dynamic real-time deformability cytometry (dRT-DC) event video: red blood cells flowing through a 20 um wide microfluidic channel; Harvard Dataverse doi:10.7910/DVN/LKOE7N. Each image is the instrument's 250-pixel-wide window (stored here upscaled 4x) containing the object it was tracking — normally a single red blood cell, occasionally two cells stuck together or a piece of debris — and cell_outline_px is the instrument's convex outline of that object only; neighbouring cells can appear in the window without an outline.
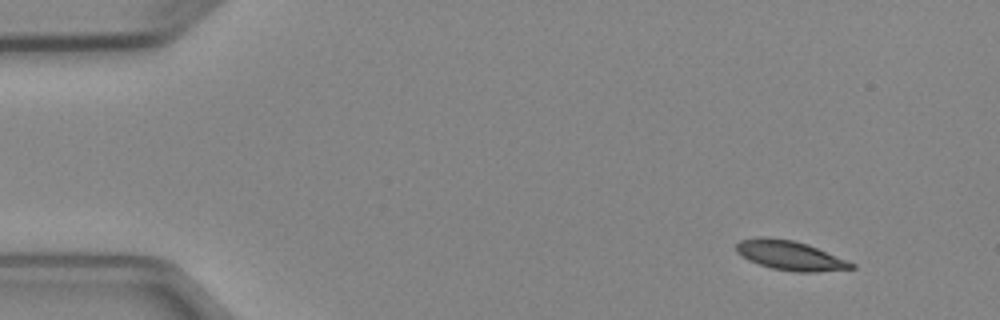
{"species": "Egyptian fruit bat (a non-hibernating species)", "species_latin": "Rousettus aegyptiacus", "temperature_condition": "cold", "stored_images_in_passage": 4, "camera_frame_rate_fps": 3000, "um_per_image_px": 0.085, "animal": {"sex": "female"}, "frame": {"image": 1, "passage_image": 1, "time_ms": 0.0, "image_size_px": [1000, 320], "cell_outline_px": [[856, 268], [816, 272], [796, 272], [772, 268], [748, 260], [736, 252], [736, 244], [740, 240], [756, 236], [768, 236], [792, 240], [808, 244], [848, 260], [856, 264]], "centroid_in_image_um": [67.16, 21.7], "position_along_channel_um": 17.8, "area_um2": 19.94}}
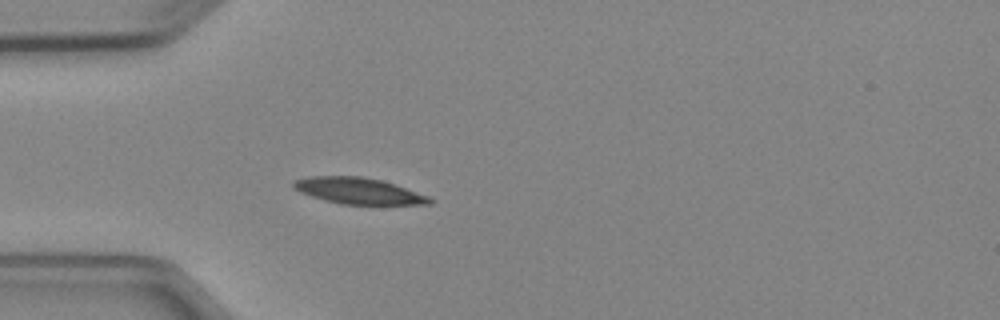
{"frame": {"image": 2, "passage_image": 4, "time_ms": 3.333, "image_size_px": [1000, 320], "cell_outline_px": [[436, 200], [432, 204], [340, 204], [324, 200], [300, 192], [292, 188], [292, 180], [308, 176], [364, 176], [396, 184], [428, 196]], "centroid_in_image_um": [30.46, 16.21], "position_along_channel_um": 54.5, "area_um2": 20.98}}